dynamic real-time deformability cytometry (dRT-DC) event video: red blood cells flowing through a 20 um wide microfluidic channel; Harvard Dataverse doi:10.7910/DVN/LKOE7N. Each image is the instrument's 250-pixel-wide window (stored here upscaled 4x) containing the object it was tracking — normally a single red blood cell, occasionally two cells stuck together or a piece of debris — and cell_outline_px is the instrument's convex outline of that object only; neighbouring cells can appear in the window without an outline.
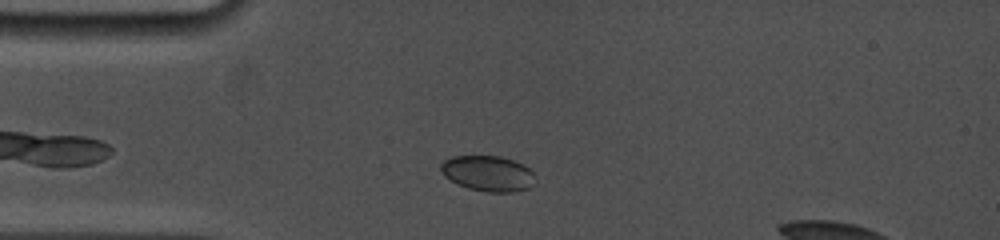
{"species": "common noctule bat (a hibernating species)", "species_latin": "Nyctalus noctula", "temperature_condition": "cold", "stored_images_in_passage": 18, "camera_frame_rate_fps": 5000, "um_per_image_px": 0.085, "animal": {"sex": "female", "body_mass_g": 19.0, "forearm_length_mm": 53.3}, "frame": {"image": 1, "passage_image": 5, "time_ms": 1.6, "image_size_px": [1000, 240], "cell_outline_px": [[536, 184], [528, 188], [512, 192], [488, 192], [468, 188], [444, 176], [440, 172], [440, 164], [444, 160], [452, 156], [500, 156], [512, 160], [528, 168], [536, 176]], "centroid_in_image_um": [41.49, 14.74], "position_along_channel_um": 43.5, "area_um2": 19.54}}
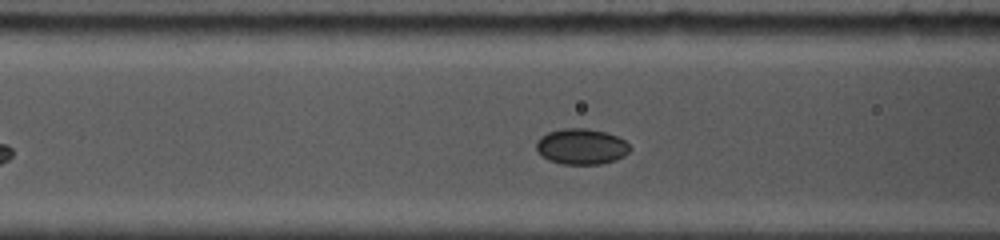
{"frame": {"image": 2, "passage_image": 11, "time_ms": 4.0, "image_size_px": [1000, 240], "cell_outline_px": [[632, 148], [624, 156], [616, 160], [600, 164], [564, 164], [548, 160], [536, 148], [536, 140], [540, 136], [548, 132], [564, 128], [588, 128], [604, 132], [616, 136], [624, 140]], "centroid_in_image_um": [49.42, 12.45], "position_along_channel_um": 117.2, "area_um2": 19.48}}
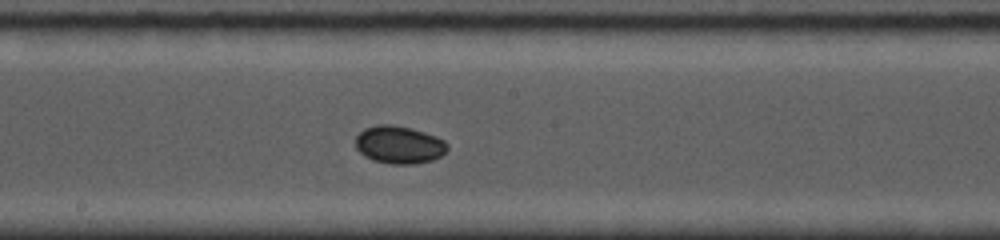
{"frame": {"image": 3, "passage_image": 18, "time_ms": 6.6, "image_size_px": [1000, 240], "cell_outline_px": [[448, 148], [440, 156], [432, 160], [412, 164], [392, 164], [372, 160], [364, 156], [356, 148], [356, 136], [364, 128], [376, 124], [392, 124], [412, 128], [436, 136], [444, 140], [448, 144]], "centroid_in_image_um": [33.91, 12.29], "position_along_channel_um": 214.3, "area_um2": 20.29}}